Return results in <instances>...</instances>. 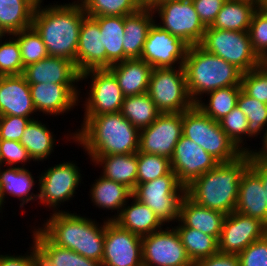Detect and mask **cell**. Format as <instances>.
Returning a JSON list of instances; mask_svg holds the SVG:
<instances>
[{"instance_id":"6da1fadb","label":"cell","mask_w":267,"mask_h":266,"mask_svg":"<svg viewBox=\"0 0 267 266\" xmlns=\"http://www.w3.org/2000/svg\"><path fill=\"white\" fill-rule=\"evenodd\" d=\"M86 16L79 1L44 8L41 5L35 8L31 26L42 38L49 56L68 59L77 68L78 39Z\"/></svg>"},{"instance_id":"7a4b0ae2","label":"cell","mask_w":267,"mask_h":266,"mask_svg":"<svg viewBox=\"0 0 267 266\" xmlns=\"http://www.w3.org/2000/svg\"><path fill=\"white\" fill-rule=\"evenodd\" d=\"M78 130L69 135L70 139L82 145L89 156L130 154L139 151L140 130L120 112L83 117Z\"/></svg>"},{"instance_id":"3957f363","label":"cell","mask_w":267,"mask_h":266,"mask_svg":"<svg viewBox=\"0 0 267 266\" xmlns=\"http://www.w3.org/2000/svg\"><path fill=\"white\" fill-rule=\"evenodd\" d=\"M253 156L244 152L234 161L219 163L186 186V195L195 203L225 215L234 212L241 176Z\"/></svg>"},{"instance_id":"277c9868","label":"cell","mask_w":267,"mask_h":266,"mask_svg":"<svg viewBox=\"0 0 267 266\" xmlns=\"http://www.w3.org/2000/svg\"><path fill=\"white\" fill-rule=\"evenodd\" d=\"M51 214L38 229L52 243L73 250L88 259L102 262L105 220L99 224L92 218L65 210Z\"/></svg>"},{"instance_id":"5b68a950","label":"cell","mask_w":267,"mask_h":266,"mask_svg":"<svg viewBox=\"0 0 267 266\" xmlns=\"http://www.w3.org/2000/svg\"><path fill=\"white\" fill-rule=\"evenodd\" d=\"M183 68L188 94L194 104L203 98V94L216 89L241 86L242 72L199 44L189 46Z\"/></svg>"},{"instance_id":"8992f818","label":"cell","mask_w":267,"mask_h":266,"mask_svg":"<svg viewBox=\"0 0 267 266\" xmlns=\"http://www.w3.org/2000/svg\"><path fill=\"white\" fill-rule=\"evenodd\" d=\"M183 136L194 141L219 163L234 161L244 153L221 129L219 122L195 104L183 112Z\"/></svg>"},{"instance_id":"52a82bcc","label":"cell","mask_w":267,"mask_h":266,"mask_svg":"<svg viewBox=\"0 0 267 266\" xmlns=\"http://www.w3.org/2000/svg\"><path fill=\"white\" fill-rule=\"evenodd\" d=\"M186 188L171 170L167 175L137 184L132 196L149 207L164 224L179 220L180 204Z\"/></svg>"},{"instance_id":"ba28073f","label":"cell","mask_w":267,"mask_h":266,"mask_svg":"<svg viewBox=\"0 0 267 266\" xmlns=\"http://www.w3.org/2000/svg\"><path fill=\"white\" fill-rule=\"evenodd\" d=\"M199 45L234 65L242 73L251 71L263 63L253 51L249 32L222 30L207 26Z\"/></svg>"},{"instance_id":"9c48e42d","label":"cell","mask_w":267,"mask_h":266,"mask_svg":"<svg viewBox=\"0 0 267 266\" xmlns=\"http://www.w3.org/2000/svg\"><path fill=\"white\" fill-rule=\"evenodd\" d=\"M147 93L160 113L185 112L194 105L188 94L183 67L154 68Z\"/></svg>"},{"instance_id":"30bf717a","label":"cell","mask_w":267,"mask_h":266,"mask_svg":"<svg viewBox=\"0 0 267 266\" xmlns=\"http://www.w3.org/2000/svg\"><path fill=\"white\" fill-rule=\"evenodd\" d=\"M151 9L161 19L160 23L156 22L157 25L189 46L202 41L206 26L200 20L192 0H162Z\"/></svg>"},{"instance_id":"8fae6325","label":"cell","mask_w":267,"mask_h":266,"mask_svg":"<svg viewBox=\"0 0 267 266\" xmlns=\"http://www.w3.org/2000/svg\"><path fill=\"white\" fill-rule=\"evenodd\" d=\"M73 162L56 164L44 170L45 172L37 177L39 178V202L45 207L51 208L52 212H63L60 210L59 204L71 200L81 183V170Z\"/></svg>"},{"instance_id":"7c38bea8","label":"cell","mask_w":267,"mask_h":266,"mask_svg":"<svg viewBox=\"0 0 267 266\" xmlns=\"http://www.w3.org/2000/svg\"><path fill=\"white\" fill-rule=\"evenodd\" d=\"M86 78L91 80L84 117L120 112L125 96L114 74L109 69H91L80 74V81Z\"/></svg>"},{"instance_id":"4fadbf2b","label":"cell","mask_w":267,"mask_h":266,"mask_svg":"<svg viewBox=\"0 0 267 266\" xmlns=\"http://www.w3.org/2000/svg\"><path fill=\"white\" fill-rule=\"evenodd\" d=\"M143 266H192L174 227L142 237Z\"/></svg>"},{"instance_id":"5bb4252c","label":"cell","mask_w":267,"mask_h":266,"mask_svg":"<svg viewBox=\"0 0 267 266\" xmlns=\"http://www.w3.org/2000/svg\"><path fill=\"white\" fill-rule=\"evenodd\" d=\"M183 135V112L160 113L156 120L140 130L139 152L171 159Z\"/></svg>"},{"instance_id":"9a60e30c","label":"cell","mask_w":267,"mask_h":266,"mask_svg":"<svg viewBox=\"0 0 267 266\" xmlns=\"http://www.w3.org/2000/svg\"><path fill=\"white\" fill-rule=\"evenodd\" d=\"M188 48L189 45L182 39L154 22L149 29L140 59L145 60L153 69L183 67Z\"/></svg>"},{"instance_id":"2e32d148","label":"cell","mask_w":267,"mask_h":266,"mask_svg":"<svg viewBox=\"0 0 267 266\" xmlns=\"http://www.w3.org/2000/svg\"><path fill=\"white\" fill-rule=\"evenodd\" d=\"M102 266H143L142 237L105 220Z\"/></svg>"},{"instance_id":"e0dca14e","label":"cell","mask_w":267,"mask_h":266,"mask_svg":"<svg viewBox=\"0 0 267 266\" xmlns=\"http://www.w3.org/2000/svg\"><path fill=\"white\" fill-rule=\"evenodd\" d=\"M267 234V225L259 219L236 211L225 215L219 238V252L239 255L248 245Z\"/></svg>"},{"instance_id":"ac0fdd59","label":"cell","mask_w":267,"mask_h":266,"mask_svg":"<svg viewBox=\"0 0 267 266\" xmlns=\"http://www.w3.org/2000/svg\"><path fill=\"white\" fill-rule=\"evenodd\" d=\"M171 170L178 181L188 186L194 179L215 168L219 162L185 136H181L170 159Z\"/></svg>"},{"instance_id":"d6986e66","label":"cell","mask_w":267,"mask_h":266,"mask_svg":"<svg viewBox=\"0 0 267 266\" xmlns=\"http://www.w3.org/2000/svg\"><path fill=\"white\" fill-rule=\"evenodd\" d=\"M32 102L38 112L60 115L78 106L80 90L75 84L39 83L29 84Z\"/></svg>"},{"instance_id":"ffe728a7","label":"cell","mask_w":267,"mask_h":266,"mask_svg":"<svg viewBox=\"0 0 267 266\" xmlns=\"http://www.w3.org/2000/svg\"><path fill=\"white\" fill-rule=\"evenodd\" d=\"M30 87L21 75L0 76V116L31 118L36 115Z\"/></svg>"},{"instance_id":"44dd1931","label":"cell","mask_w":267,"mask_h":266,"mask_svg":"<svg viewBox=\"0 0 267 266\" xmlns=\"http://www.w3.org/2000/svg\"><path fill=\"white\" fill-rule=\"evenodd\" d=\"M106 69V49L98 23L86 16L82 23L77 47V70Z\"/></svg>"},{"instance_id":"7402d4cb","label":"cell","mask_w":267,"mask_h":266,"mask_svg":"<svg viewBox=\"0 0 267 266\" xmlns=\"http://www.w3.org/2000/svg\"><path fill=\"white\" fill-rule=\"evenodd\" d=\"M22 75L28 84H77L80 81V73L72 61L49 55L24 67Z\"/></svg>"},{"instance_id":"603a6c76","label":"cell","mask_w":267,"mask_h":266,"mask_svg":"<svg viewBox=\"0 0 267 266\" xmlns=\"http://www.w3.org/2000/svg\"><path fill=\"white\" fill-rule=\"evenodd\" d=\"M33 246L37 266H102L101 262L88 259L73 250L52 243L38 228H33Z\"/></svg>"},{"instance_id":"cb8c5ba5","label":"cell","mask_w":267,"mask_h":266,"mask_svg":"<svg viewBox=\"0 0 267 266\" xmlns=\"http://www.w3.org/2000/svg\"><path fill=\"white\" fill-rule=\"evenodd\" d=\"M235 211L259 219L267 225V204L261 179L248 167L239 183Z\"/></svg>"},{"instance_id":"d4e9b609","label":"cell","mask_w":267,"mask_h":266,"mask_svg":"<svg viewBox=\"0 0 267 266\" xmlns=\"http://www.w3.org/2000/svg\"><path fill=\"white\" fill-rule=\"evenodd\" d=\"M225 214L222 212L203 207L187 195L180 204L179 221L185 226L202 231L215 237L218 241L221 235L222 224Z\"/></svg>"},{"instance_id":"484cf974","label":"cell","mask_w":267,"mask_h":266,"mask_svg":"<svg viewBox=\"0 0 267 266\" xmlns=\"http://www.w3.org/2000/svg\"><path fill=\"white\" fill-rule=\"evenodd\" d=\"M151 8H141L136 13L124 16V60L140 59L150 27L156 21Z\"/></svg>"},{"instance_id":"4316f807","label":"cell","mask_w":267,"mask_h":266,"mask_svg":"<svg viewBox=\"0 0 267 266\" xmlns=\"http://www.w3.org/2000/svg\"><path fill=\"white\" fill-rule=\"evenodd\" d=\"M109 70L117 78L124 96L146 93L153 68L142 59H126L113 64Z\"/></svg>"},{"instance_id":"83f0119b","label":"cell","mask_w":267,"mask_h":266,"mask_svg":"<svg viewBox=\"0 0 267 266\" xmlns=\"http://www.w3.org/2000/svg\"><path fill=\"white\" fill-rule=\"evenodd\" d=\"M130 199H133L131 204L126 203L120 214L113 220L118 226L140 237L163 228L164 224L149 207L133 196Z\"/></svg>"},{"instance_id":"f1b7e54d","label":"cell","mask_w":267,"mask_h":266,"mask_svg":"<svg viewBox=\"0 0 267 266\" xmlns=\"http://www.w3.org/2000/svg\"><path fill=\"white\" fill-rule=\"evenodd\" d=\"M93 163L103 168V177L125 185L133 191L137 185V153L89 156Z\"/></svg>"},{"instance_id":"f546056e","label":"cell","mask_w":267,"mask_h":266,"mask_svg":"<svg viewBox=\"0 0 267 266\" xmlns=\"http://www.w3.org/2000/svg\"><path fill=\"white\" fill-rule=\"evenodd\" d=\"M6 167H0V200L3 206L7 195L17 197L21 202L20 207H24L25 203L28 204L30 201H37L39 194L31 192L36 183L31 172L20 165Z\"/></svg>"},{"instance_id":"4dcf8cb0","label":"cell","mask_w":267,"mask_h":266,"mask_svg":"<svg viewBox=\"0 0 267 266\" xmlns=\"http://www.w3.org/2000/svg\"><path fill=\"white\" fill-rule=\"evenodd\" d=\"M262 2L259 0H226L211 27L248 32L253 14Z\"/></svg>"},{"instance_id":"1f68e13d","label":"cell","mask_w":267,"mask_h":266,"mask_svg":"<svg viewBox=\"0 0 267 266\" xmlns=\"http://www.w3.org/2000/svg\"><path fill=\"white\" fill-rule=\"evenodd\" d=\"M90 197L96 207L103 210H117V214L108 218V221H113L119 214L124 205L132 196V191L125 185L108 180L101 174L99 178L90 187Z\"/></svg>"},{"instance_id":"d6a6232c","label":"cell","mask_w":267,"mask_h":266,"mask_svg":"<svg viewBox=\"0 0 267 266\" xmlns=\"http://www.w3.org/2000/svg\"><path fill=\"white\" fill-rule=\"evenodd\" d=\"M99 25L106 49V69L124 61V16L92 17Z\"/></svg>"},{"instance_id":"836d02e7","label":"cell","mask_w":267,"mask_h":266,"mask_svg":"<svg viewBox=\"0 0 267 266\" xmlns=\"http://www.w3.org/2000/svg\"><path fill=\"white\" fill-rule=\"evenodd\" d=\"M45 124L39 120H31L23 131L20 143L27 149L33 161H44L54 152L56 139ZM53 151V152H52Z\"/></svg>"},{"instance_id":"e575fe53","label":"cell","mask_w":267,"mask_h":266,"mask_svg":"<svg viewBox=\"0 0 267 266\" xmlns=\"http://www.w3.org/2000/svg\"><path fill=\"white\" fill-rule=\"evenodd\" d=\"M35 8L30 0H0V26L8 35L31 27Z\"/></svg>"},{"instance_id":"d590c367","label":"cell","mask_w":267,"mask_h":266,"mask_svg":"<svg viewBox=\"0 0 267 266\" xmlns=\"http://www.w3.org/2000/svg\"><path fill=\"white\" fill-rule=\"evenodd\" d=\"M120 113L138 130L149 127L160 112L149 94L125 96Z\"/></svg>"},{"instance_id":"8d00e7d4","label":"cell","mask_w":267,"mask_h":266,"mask_svg":"<svg viewBox=\"0 0 267 266\" xmlns=\"http://www.w3.org/2000/svg\"><path fill=\"white\" fill-rule=\"evenodd\" d=\"M174 228L191 261L207 258L219 252L218 240L196 229L185 227L179 220ZM181 224V225H180Z\"/></svg>"},{"instance_id":"74e56055","label":"cell","mask_w":267,"mask_h":266,"mask_svg":"<svg viewBox=\"0 0 267 266\" xmlns=\"http://www.w3.org/2000/svg\"><path fill=\"white\" fill-rule=\"evenodd\" d=\"M241 86H230L219 88L207 93L209 96L207 104L201 99L195 105L214 121L221 120L237 106V99Z\"/></svg>"},{"instance_id":"f35d334b","label":"cell","mask_w":267,"mask_h":266,"mask_svg":"<svg viewBox=\"0 0 267 266\" xmlns=\"http://www.w3.org/2000/svg\"><path fill=\"white\" fill-rule=\"evenodd\" d=\"M237 107L246 115L248 119V138L253 136L258 137L261 135L262 141L265 140L267 135V104L250 97L242 89L237 99Z\"/></svg>"},{"instance_id":"ab89813d","label":"cell","mask_w":267,"mask_h":266,"mask_svg":"<svg viewBox=\"0 0 267 266\" xmlns=\"http://www.w3.org/2000/svg\"><path fill=\"white\" fill-rule=\"evenodd\" d=\"M88 17L126 16L142 7L136 0H80Z\"/></svg>"},{"instance_id":"60d3db41","label":"cell","mask_w":267,"mask_h":266,"mask_svg":"<svg viewBox=\"0 0 267 266\" xmlns=\"http://www.w3.org/2000/svg\"><path fill=\"white\" fill-rule=\"evenodd\" d=\"M11 36L18 41L23 67L36 63L48 56L42 38L32 26L13 33Z\"/></svg>"},{"instance_id":"b9f144b4","label":"cell","mask_w":267,"mask_h":266,"mask_svg":"<svg viewBox=\"0 0 267 266\" xmlns=\"http://www.w3.org/2000/svg\"><path fill=\"white\" fill-rule=\"evenodd\" d=\"M137 184L155 180L171 171L170 159L154 154L137 152Z\"/></svg>"},{"instance_id":"7bdbcfd3","label":"cell","mask_w":267,"mask_h":266,"mask_svg":"<svg viewBox=\"0 0 267 266\" xmlns=\"http://www.w3.org/2000/svg\"><path fill=\"white\" fill-rule=\"evenodd\" d=\"M218 122L221 129L242 152L253 153L249 146H243L246 138L244 136H248V119L237 106Z\"/></svg>"},{"instance_id":"ee69618b","label":"cell","mask_w":267,"mask_h":266,"mask_svg":"<svg viewBox=\"0 0 267 266\" xmlns=\"http://www.w3.org/2000/svg\"><path fill=\"white\" fill-rule=\"evenodd\" d=\"M249 36L254 53L267 62V7L261 4L253 14Z\"/></svg>"},{"instance_id":"f6af8a7d","label":"cell","mask_w":267,"mask_h":266,"mask_svg":"<svg viewBox=\"0 0 267 266\" xmlns=\"http://www.w3.org/2000/svg\"><path fill=\"white\" fill-rule=\"evenodd\" d=\"M4 42L0 40V76L23 74L24 67L18 41L11 34Z\"/></svg>"},{"instance_id":"bcb514c9","label":"cell","mask_w":267,"mask_h":266,"mask_svg":"<svg viewBox=\"0 0 267 266\" xmlns=\"http://www.w3.org/2000/svg\"><path fill=\"white\" fill-rule=\"evenodd\" d=\"M242 90L252 98L267 104V62L251 71L242 73Z\"/></svg>"},{"instance_id":"7dc6e473","label":"cell","mask_w":267,"mask_h":266,"mask_svg":"<svg viewBox=\"0 0 267 266\" xmlns=\"http://www.w3.org/2000/svg\"><path fill=\"white\" fill-rule=\"evenodd\" d=\"M0 154L3 167H17V163H24L22 168H25V163L32 160L27 149L18 141L0 140Z\"/></svg>"},{"instance_id":"c3c4849f","label":"cell","mask_w":267,"mask_h":266,"mask_svg":"<svg viewBox=\"0 0 267 266\" xmlns=\"http://www.w3.org/2000/svg\"><path fill=\"white\" fill-rule=\"evenodd\" d=\"M238 257L240 266H267V234L248 245Z\"/></svg>"},{"instance_id":"681fc988","label":"cell","mask_w":267,"mask_h":266,"mask_svg":"<svg viewBox=\"0 0 267 266\" xmlns=\"http://www.w3.org/2000/svg\"><path fill=\"white\" fill-rule=\"evenodd\" d=\"M30 121V118L25 117L0 116V140L20 142L23 131Z\"/></svg>"},{"instance_id":"f907efd6","label":"cell","mask_w":267,"mask_h":266,"mask_svg":"<svg viewBox=\"0 0 267 266\" xmlns=\"http://www.w3.org/2000/svg\"><path fill=\"white\" fill-rule=\"evenodd\" d=\"M203 24L211 26L226 0H192Z\"/></svg>"},{"instance_id":"816d5d0a","label":"cell","mask_w":267,"mask_h":266,"mask_svg":"<svg viewBox=\"0 0 267 266\" xmlns=\"http://www.w3.org/2000/svg\"><path fill=\"white\" fill-rule=\"evenodd\" d=\"M192 266H240V260L236 254L218 252L207 258L193 261Z\"/></svg>"},{"instance_id":"f5cc1de1","label":"cell","mask_w":267,"mask_h":266,"mask_svg":"<svg viewBox=\"0 0 267 266\" xmlns=\"http://www.w3.org/2000/svg\"><path fill=\"white\" fill-rule=\"evenodd\" d=\"M30 252L22 255L0 254V266H37V257L33 244ZM30 254V255H29Z\"/></svg>"},{"instance_id":"db71d44e","label":"cell","mask_w":267,"mask_h":266,"mask_svg":"<svg viewBox=\"0 0 267 266\" xmlns=\"http://www.w3.org/2000/svg\"><path fill=\"white\" fill-rule=\"evenodd\" d=\"M249 168L261 179L265 189L266 204H267V160L252 157Z\"/></svg>"},{"instance_id":"11a10c76","label":"cell","mask_w":267,"mask_h":266,"mask_svg":"<svg viewBox=\"0 0 267 266\" xmlns=\"http://www.w3.org/2000/svg\"><path fill=\"white\" fill-rule=\"evenodd\" d=\"M262 144L261 149L259 148L258 151L257 149L253 150V155L259 159L267 160V135Z\"/></svg>"},{"instance_id":"9f6ffc18","label":"cell","mask_w":267,"mask_h":266,"mask_svg":"<svg viewBox=\"0 0 267 266\" xmlns=\"http://www.w3.org/2000/svg\"><path fill=\"white\" fill-rule=\"evenodd\" d=\"M142 8H152L160 0H136Z\"/></svg>"},{"instance_id":"6f0895ef","label":"cell","mask_w":267,"mask_h":266,"mask_svg":"<svg viewBox=\"0 0 267 266\" xmlns=\"http://www.w3.org/2000/svg\"><path fill=\"white\" fill-rule=\"evenodd\" d=\"M7 35V36H6ZM4 36V37H3ZM8 37V34L4 31V29L0 26V40L3 38Z\"/></svg>"},{"instance_id":"680465c9","label":"cell","mask_w":267,"mask_h":266,"mask_svg":"<svg viewBox=\"0 0 267 266\" xmlns=\"http://www.w3.org/2000/svg\"><path fill=\"white\" fill-rule=\"evenodd\" d=\"M35 7L37 6H41V3L43 2V0H30Z\"/></svg>"},{"instance_id":"91938a15","label":"cell","mask_w":267,"mask_h":266,"mask_svg":"<svg viewBox=\"0 0 267 266\" xmlns=\"http://www.w3.org/2000/svg\"><path fill=\"white\" fill-rule=\"evenodd\" d=\"M262 4L267 7V0H263Z\"/></svg>"},{"instance_id":"94428289","label":"cell","mask_w":267,"mask_h":266,"mask_svg":"<svg viewBox=\"0 0 267 266\" xmlns=\"http://www.w3.org/2000/svg\"><path fill=\"white\" fill-rule=\"evenodd\" d=\"M3 205V203H2V201L0 200V212L2 211V206Z\"/></svg>"},{"instance_id":"6125c7cd","label":"cell","mask_w":267,"mask_h":266,"mask_svg":"<svg viewBox=\"0 0 267 266\" xmlns=\"http://www.w3.org/2000/svg\"><path fill=\"white\" fill-rule=\"evenodd\" d=\"M2 166V161H1V154H0V167Z\"/></svg>"}]
</instances>
